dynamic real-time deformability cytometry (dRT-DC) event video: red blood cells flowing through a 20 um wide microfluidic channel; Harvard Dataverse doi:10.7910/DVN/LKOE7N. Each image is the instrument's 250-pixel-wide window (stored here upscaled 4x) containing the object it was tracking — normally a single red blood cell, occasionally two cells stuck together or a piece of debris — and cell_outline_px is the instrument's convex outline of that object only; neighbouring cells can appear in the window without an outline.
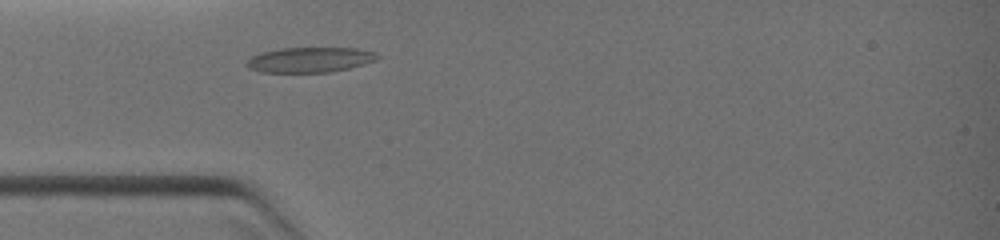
{"species": "common noctule bat (a hibernating species)", "species_latin": "Nyctalus noctula", "temperature_condition": "warm", "stored_images_in_passage": 2, "camera_frame_rate_fps": 3000, "um_per_image_px": 0.085, "animal": {"sex": "female", "body_mass_g": 19.0, "forearm_length_mm": 51.5}, "frame": {"image": 1, "passage_image": 2, "time_ms": 0.667, "image_size_px": [1000, 240], "cell_outline_px": [[380, 56], [376, 60], [364, 64], [348, 68], [328, 72], [260, 72], [248, 68], [248, 60], [252, 56], [260, 52], [280, 48], [356, 48], [376, 52]], "centroid_in_image_um": [26.35, 5.07], "position_along_channel_um": 58.7, "area_um2": 19.07}}